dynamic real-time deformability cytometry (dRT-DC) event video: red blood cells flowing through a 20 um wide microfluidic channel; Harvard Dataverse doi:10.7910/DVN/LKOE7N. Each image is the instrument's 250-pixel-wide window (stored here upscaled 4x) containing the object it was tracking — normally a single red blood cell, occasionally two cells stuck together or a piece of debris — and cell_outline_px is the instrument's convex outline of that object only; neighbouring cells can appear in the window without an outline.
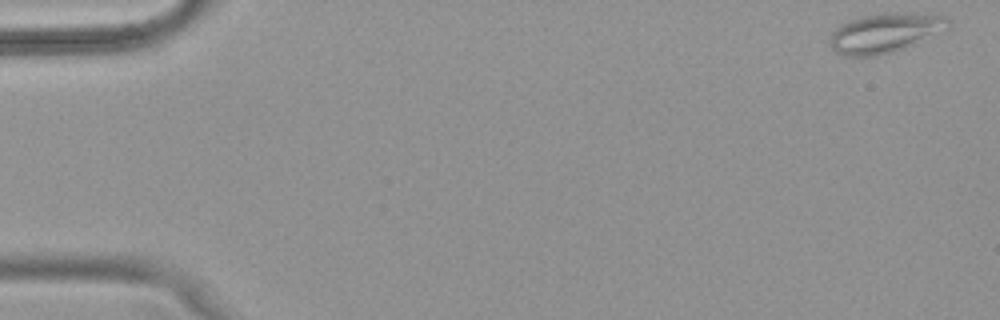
{"species": "common noctule bat (a hibernating species)", "species_latin": "Nyctalus noctula", "temperature_condition": "warm", "stored_images_in_passage": 51, "camera_frame_rate_fps": 3000, "um_per_image_px": 0.085, "animal": {"sex": "female", "body_mass_g": 18.4}, "frame": {"image": 1, "passage_image": 1, "time_ms": 0.0, "image_size_px": [1000, 320], "cell_outline_px": [[952, 28], [948, 32], [904, 48], [892, 52], [876, 56], [844, 56], [836, 52], [828, 44], [828, 40], [832, 32], [840, 24], [848, 20], [860, 16], [884, 12], [904, 12], [944, 16], [952, 24]], "centroid_in_image_um": [75.28, 2.79], "position_along_channel_um": 9.7, "area_um2": 28.15}}
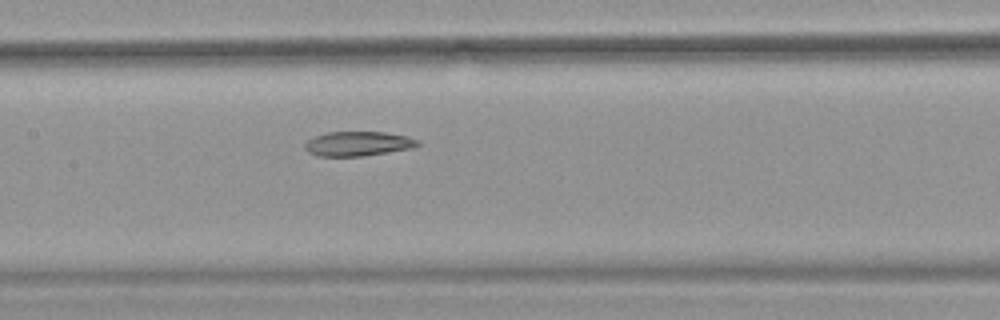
{"frame": {"image": 2, "passage_image": 25, "time_ms": 8.0, "image_size_px": [1000, 320], "cell_outline_px": [[420, 144], [412, 148], [364, 156], [320, 156], [308, 152], [304, 148], [304, 144], [308, 140], [316, 136], [328, 132], [384, 132], [408, 136], [416, 140]], "centroid_in_image_um": [30.42, 12.22], "position_along_channel_um": 177.0, "area_um2": 16.01}}
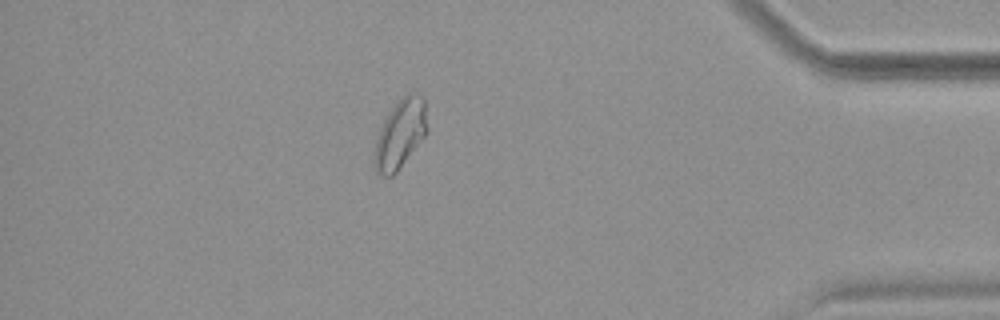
{"frame": {"image": 3, "passage_image": 45, "time_ms": 14.667, "image_size_px": [1000, 320], "cell_outline_px": [[428, 132], [396, 172], [392, 176], [380, 176], [376, 172], [376, 140], [380, 128], [388, 112], [400, 96], [408, 92], [416, 92], [424, 100], [428, 128]], "centroid_in_image_um": [34.05, 11.32], "position_along_channel_um": 401.1, "area_um2": 21.04}, "authors_computed_cell_mechanics": {"area_um2": 20.808, "velocity_mm_per_s": 3.9152, "shape_relaxation_time_tau1_ms": null, "shape_relaxation_time_tau2_ms": 3.8449, "deformation_change_tau1": null, "deformation_change_tau2": 0.0964}}